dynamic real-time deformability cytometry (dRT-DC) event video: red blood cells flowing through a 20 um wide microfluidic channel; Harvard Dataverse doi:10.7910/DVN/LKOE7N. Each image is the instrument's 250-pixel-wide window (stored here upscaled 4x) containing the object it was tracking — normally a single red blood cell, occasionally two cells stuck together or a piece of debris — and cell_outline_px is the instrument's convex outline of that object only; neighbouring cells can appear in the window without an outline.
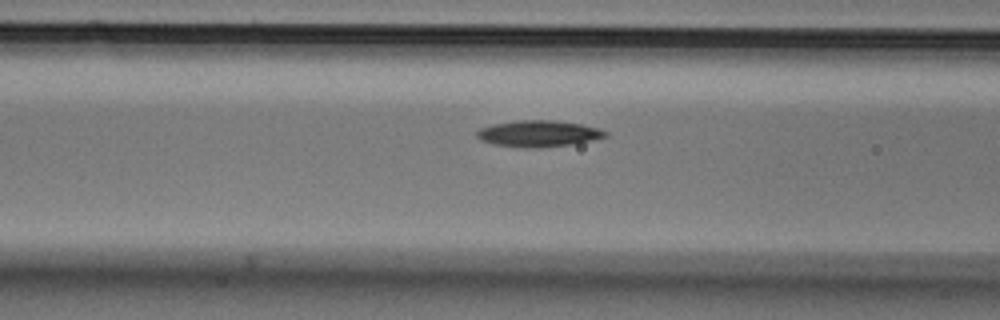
{"species": "Egyptian fruit bat (a non-hibernating species)", "species_latin": "Rousettus aegyptiacus", "temperature_condition": "cold", "stored_images_in_passage": 16, "camera_frame_rate_fps": 3000, "um_per_image_px": 0.085, "animal": {"sex": "male"}, "frame": {"image": 1, "passage_image": 14, "time_ms": 4.333, "image_size_px": [1000, 320], "cell_outline_px": [[608, 136], [592, 140], [572, 144], [540, 148], [524, 148], [492, 144], [480, 140], [476, 136], [476, 132], [480, 128], [492, 124], [520, 120], [556, 120], [580, 124], [596, 128], [608, 132]], "centroid_in_image_um": [45.74, 11.36], "position_along_channel_um": 120.9, "area_um2": 19.83}}